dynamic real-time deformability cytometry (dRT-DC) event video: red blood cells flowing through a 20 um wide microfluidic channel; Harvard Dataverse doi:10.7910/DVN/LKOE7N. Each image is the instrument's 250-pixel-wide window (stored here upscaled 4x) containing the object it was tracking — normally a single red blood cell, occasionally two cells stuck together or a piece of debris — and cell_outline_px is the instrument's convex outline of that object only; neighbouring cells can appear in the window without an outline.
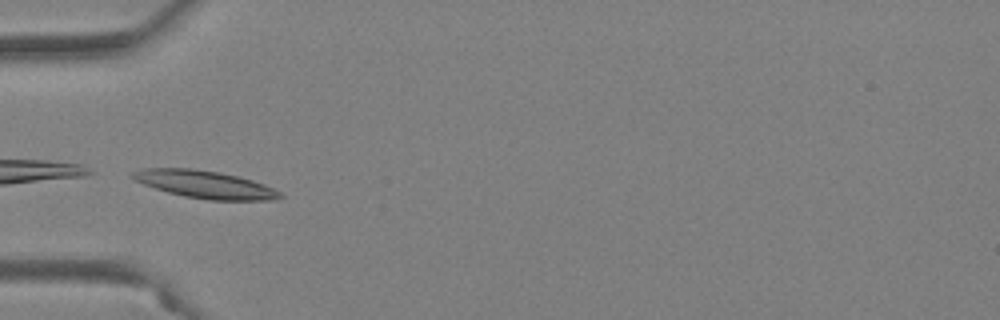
{"species": "Egyptian fruit bat (a non-hibernating species)", "species_latin": "Rousettus aegyptiacus", "temperature_condition": "warm", "stored_images_in_passage": 35, "camera_frame_rate_fps": 3000, "um_per_image_px": 0.085, "animal": {"sex": "female"}, "frame": {"image": 1, "passage_image": 1, "time_ms": 0.0, "image_size_px": [1000, 320], "cell_outline_px": [[284, 196], [276, 200], [208, 200], [184, 196], [168, 192], [144, 184], [128, 176], [132, 172], [140, 168], [192, 168], [216, 172], [236, 176], [252, 180], [264, 184], [280, 192]], "centroid_in_image_um": [17.41, 15.68], "position_along_channel_um": 67.6, "area_um2": 23.58}}
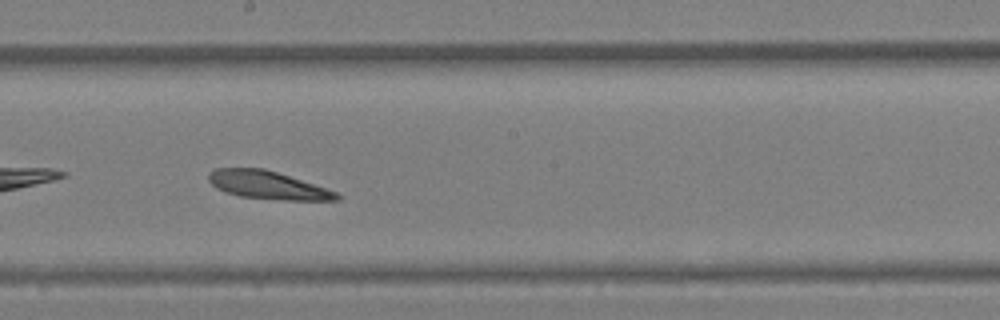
{"frame": {"image": 2, "passage_image": 13, "time_ms": 4.0, "image_size_px": [1000, 320], "cell_outline_px": [[340, 200], [284, 200], [240, 196], [224, 192], [216, 188], [208, 180], [208, 172], [216, 168], [264, 168], [336, 192], [340, 196]], "centroid_in_image_um": [22.68, 15.73], "position_along_channel_um": 225.5, "area_um2": 20.58}}
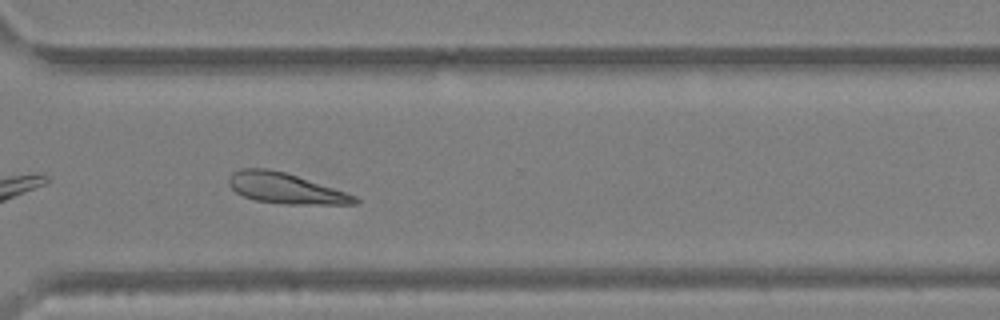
{"frame": {"image": 3, "passage_image": 22, "time_ms": 7.0, "image_size_px": [1000, 320], "cell_outline_px": [[360, 204], [284, 204], [256, 200], [244, 196], [236, 192], [228, 184], [228, 180], [232, 172], [240, 168], [268, 168], [284, 172], [356, 196], [360, 200]], "centroid_in_image_um": [24.23, 16.01], "position_along_channel_um": 346.4, "area_um2": 22.14}, "authors_computed_cell_mechanics": {"area_um2": 22.1374, "velocity_mm_per_s": 4.0174, "shape_relaxation_time_tau1_ms": 8.9704, "shape_relaxation_time_tau2_ms": null, "deformation_change_tau1": 0.1267, "deformation_change_tau2": null}}